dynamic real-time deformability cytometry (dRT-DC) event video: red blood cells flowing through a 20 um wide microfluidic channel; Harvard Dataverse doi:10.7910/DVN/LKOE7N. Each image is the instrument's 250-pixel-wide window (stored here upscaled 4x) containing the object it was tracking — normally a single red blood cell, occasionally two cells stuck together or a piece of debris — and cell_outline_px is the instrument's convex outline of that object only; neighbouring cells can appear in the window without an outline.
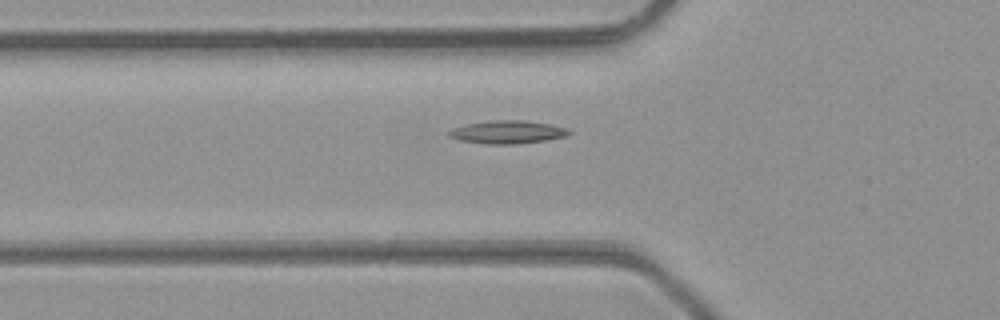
{"species": "common noctule bat (a hibernating species)", "species_latin": "Nyctalus noctula", "temperature_condition": "room temperature", "stored_images_in_passage": 30, "camera_frame_rate_fps": 3000, "um_per_image_px": 0.085, "animal": {"sex": "male", "body_mass_g": 23.1, "forearm_length_mm": 52.7}, "frame": {"image": 1, "passage_image": 4, "time_ms": 1.0, "image_size_px": [1000, 320], "cell_outline_px": [[572, 132], [564, 136], [544, 140], [516, 144], [484, 144], [460, 140], [448, 136], [448, 132], [452, 128], [468, 124], [488, 120], [524, 120], [548, 124], [564, 128]], "centroid_in_image_um": [43.07, 11.22], "position_along_channel_um": 82.7, "area_um2": 15.9}}
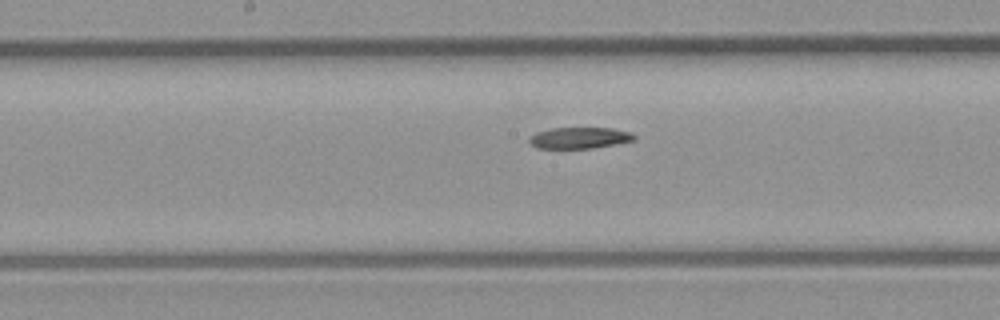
{"frame": {"image": 2, "passage_image": 12, "time_ms": 3.667, "image_size_px": [1000, 320], "cell_outline_px": [[636, 140], [616, 144], [592, 148], [536, 148], [528, 140], [528, 136], [536, 132], [552, 128], [612, 128], [632, 132], [636, 136]], "centroid_in_image_um": [49.27, 11.71], "position_along_channel_um": 198.9, "area_um2": 13.12}}
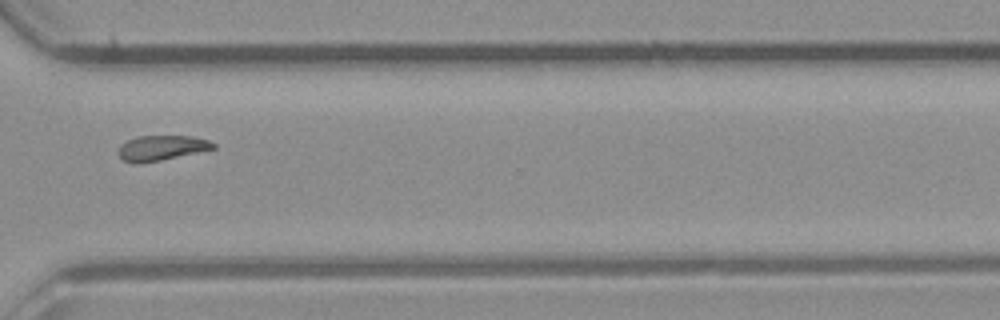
{"frame": {"image": 3, "passage_image": 23, "time_ms": 7.333, "image_size_px": [1000, 320], "cell_outline_px": [[216, 148], [160, 160], [140, 164], [132, 164], [124, 160], [120, 156], [120, 144], [136, 136], [192, 136], [208, 140], [216, 144]], "centroid_in_image_um": [13.72, 12.57], "position_along_channel_um": 356.9, "area_um2": 13.76}}